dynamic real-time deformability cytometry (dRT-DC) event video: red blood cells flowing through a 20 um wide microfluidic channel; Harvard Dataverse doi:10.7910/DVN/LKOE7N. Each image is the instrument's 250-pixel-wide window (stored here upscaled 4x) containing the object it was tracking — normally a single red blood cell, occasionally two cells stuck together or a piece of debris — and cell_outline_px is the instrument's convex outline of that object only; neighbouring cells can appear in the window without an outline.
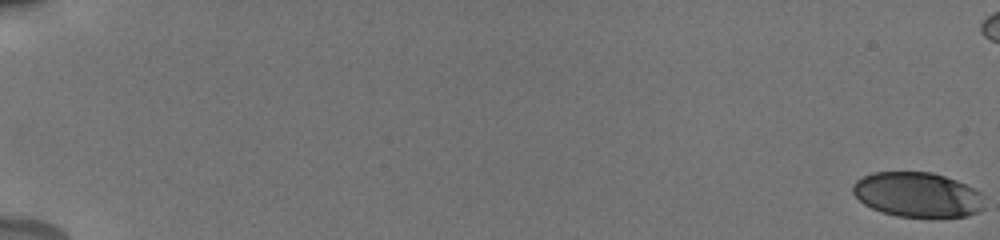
{"species": "human", "species_latin": "Homo sapiens", "temperature_condition": "cold", "stored_images_in_passage": 27, "camera_frame_rate_fps": 3000, "um_per_image_px": 0.085, "donor": {"sex": "male"}, "frame": {"image": 1, "passage_image": 1, "time_ms": 0.0, "image_size_px": [1000, 240], "cell_outline_px": [[984, 208], [968, 216], [896, 216], [880, 212], [864, 204], [852, 192], [852, 184], [856, 180], [872, 172], [932, 172], [956, 180], [980, 192]], "centroid_in_image_um": [77.94, 16.54], "position_along_channel_um": 7.1, "area_um2": 34.1}}
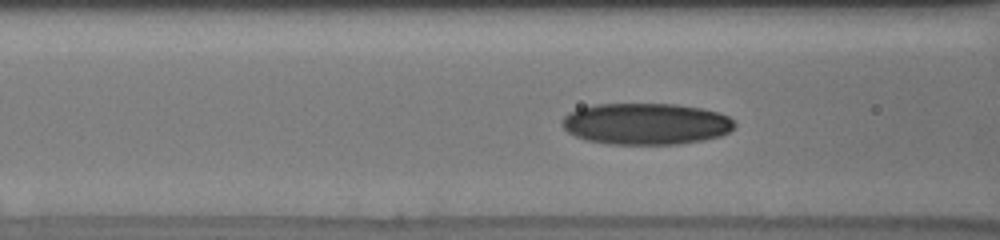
{"frame": {"image": 2, "passage_image": 22, "time_ms": 7.0, "image_size_px": [1000, 240], "cell_outline_px": [[736, 128], [720, 136], [704, 140], [676, 144], [608, 144], [588, 140], [576, 136], [568, 132], [560, 124], [560, 120], [568, 112], [576, 108], [596, 104], [676, 104], [700, 108], [720, 112], [728, 116], [736, 124]], "centroid_in_image_um": [54.89, 10.52], "position_along_channel_um": 111.7, "area_um2": 42.02}}
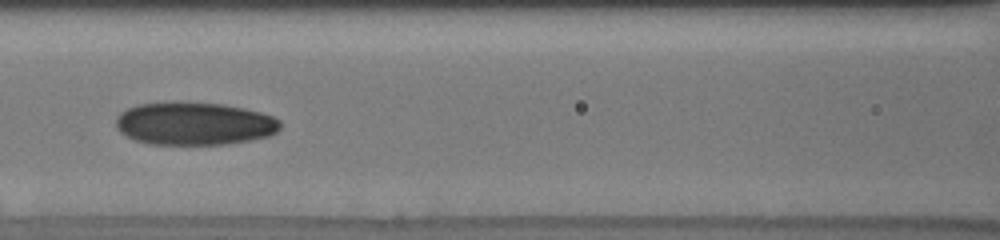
{"frame": {"image": 3, "passage_image": 24, "time_ms": 7.667, "image_size_px": [1000, 240], "cell_outline_px": [[280, 128], [276, 132], [268, 136], [228, 144], [148, 144], [136, 140], [120, 132], [116, 128], [116, 116], [120, 112], [136, 104], [172, 100], [176, 100], [224, 104], [244, 108], [260, 112], [272, 116], [280, 120]], "centroid_in_image_um": [16.47, 10.47], "position_along_channel_um": 150.1, "area_um2": 41.67}}